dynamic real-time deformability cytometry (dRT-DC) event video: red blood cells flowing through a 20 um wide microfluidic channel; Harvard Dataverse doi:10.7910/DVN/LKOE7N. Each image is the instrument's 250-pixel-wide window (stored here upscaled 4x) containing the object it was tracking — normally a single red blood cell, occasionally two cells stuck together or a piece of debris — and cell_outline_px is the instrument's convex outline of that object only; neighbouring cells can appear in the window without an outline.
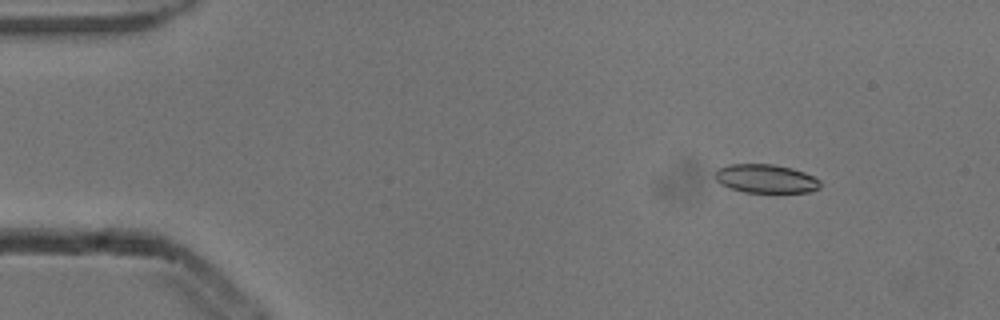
{"species": "common noctule bat (a hibernating species)", "species_latin": "Nyctalus noctula", "temperature_condition": "cold", "stored_images_in_passage": 6, "camera_frame_rate_fps": 3000, "um_per_image_px": 0.085, "animal": {"sex": "male", "body_mass_g": 13.3}, "frame": {"image": 1, "passage_image": 1, "time_ms": 0.0, "image_size_px": [1000, 320], "cell_outline_px": [[820, 188], [812, 192], [744, 192], [720, 184], [716, 180], [716, 168], [728, 164], [772, 164], [792, 168], [804, 172], [820, 180]], "centroid_in_image_um": [65.09, 15.18], "position_along_channel_um": 19.9, "area_um2": 17.57}}
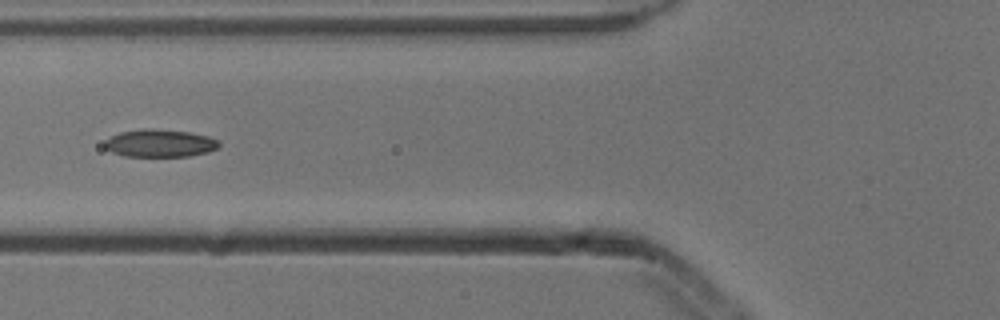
{"frame": {"image": 2, "passage_image": 5, "time_ms": 1.333, "image_size_px": [1000, 320], "cell_outline_px": [[220, 144], [216, 148], [208, 152], [188, 156], [124, 156], [112, 152], [104, 148], [104, 144], [112, 136], [120, 132], [144, 128], [152, 128], [188, 132], [208, 136], [220, 140]], "centroid_in_image_um": [13.6, 12.17], "position_along_channel_um": 112.2, "area_um2": 18.38}}
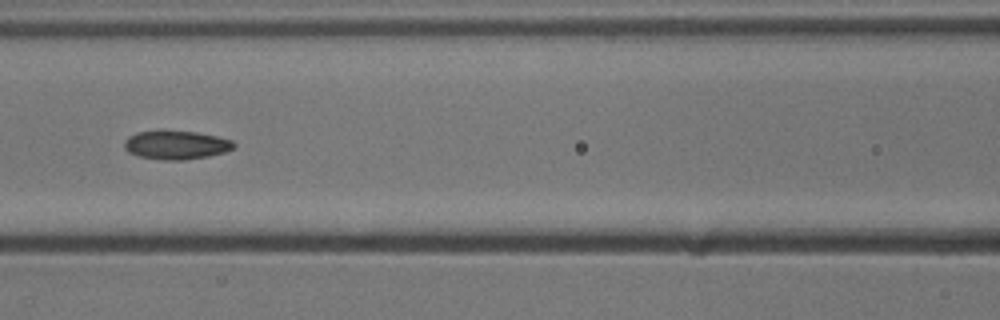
{"frame": {"image": 3, "passage_image": 6, "time_ms": 1.667, "image_size_px": [1000, 320], "cell_outline_px": [[236, 144], [232, 148], [224, 152], [208, 156], [184, 160], [164, 160], [140, 156], [128, 152], [124, 148], [124, 140], [128, 136], [136, 132], [160, 128], [164, 128], [196, 132], [216, 136], [232, 140]], "centroid_in_image_um": [14.91, 12.28], "position_along_channel_um": 151.7, "area_um2": 18.84}}